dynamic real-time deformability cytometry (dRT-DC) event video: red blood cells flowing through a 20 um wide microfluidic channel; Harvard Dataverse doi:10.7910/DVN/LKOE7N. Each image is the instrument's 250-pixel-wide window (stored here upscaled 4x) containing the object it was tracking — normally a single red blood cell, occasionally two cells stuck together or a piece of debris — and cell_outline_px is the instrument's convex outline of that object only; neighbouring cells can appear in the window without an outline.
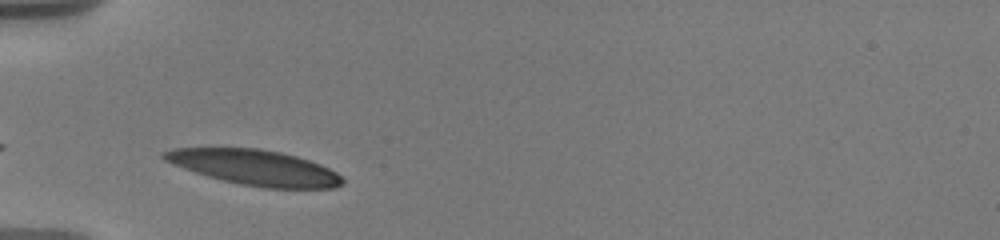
{"species": "human", "species_latin": "Homo sapiens", "temperature_condition": "warm", "stored_images_in_passage": 6, "camera_frame_rate_fps": 3000, "um_per_image_px": 0.085, "donor": {"sex": "male"}, "frame": {"image": 1, "passage_image": 2, "time_ms": 1.0, "image_size_px": [1000, 240], "cell_outline_px": [[344, 184], [332, 188], [264, 188], [240, 184], [208, 176], [184, 168], [164, 160], [160, 156], [160, 152], [176, 148], [260, 148], [280, 152], [296, 156], [320, 164], [336, 172], [344, 180]], "centroid_in_image_um": [21.65, 14.23], "position_along_channel_um": 63.3, "area_um2": 36.47}}
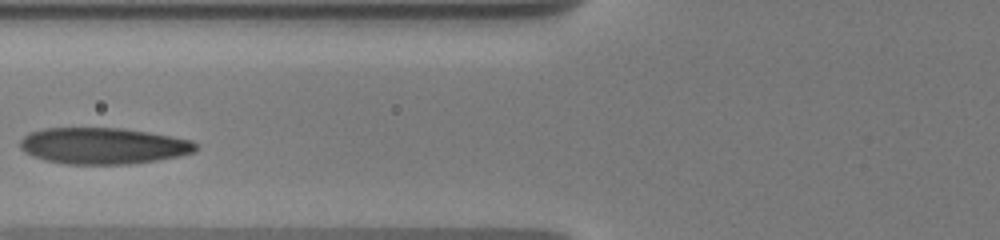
{"frame": {"image": 2, "passage_image": 4, "time_ms": 2.667, "image_size_px": [1000, 240], "cell_outline_px": [[196, 152], [180, 156], [156, 160], [128, 164], [68, 164], [44, 160], [32, 156], [24, 152], [20, 148], [20, 140], [28, 132], [44, 128], [124, 128], [148, 132], [192, 140], [196, 144]], "centroid_in_image_um": [8.74, 12.39], "position_along_channel_um": 117.1, "area_um2": 37.34}}
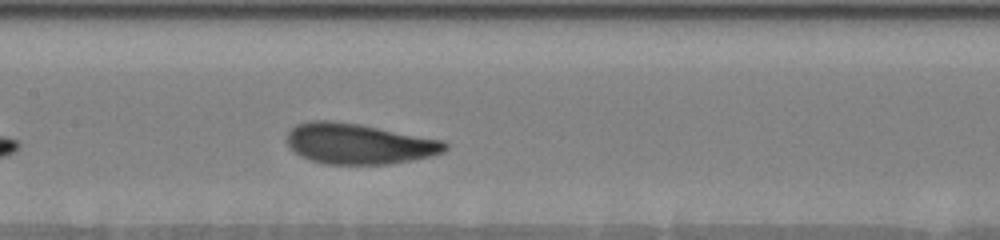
{"frame": {"image": 3, "passage_image": 6, "time_ms": 4.333, "image_size_px": [1000, 240], "cell_outline_px": [[448, 148], [444, 152], [432, 156], [412, 160], [388, 164], [324, 164], [308, 160], [300, 156], [288, 144], [288, 132], [296, 124], [312, 120], [332, 120], [360, 124], [444, 140], [448, 144]], "centroid_in_image_um": [30.52, 12.22], "position_along_channel_um": 176.9, "area_um2": 37.57}}